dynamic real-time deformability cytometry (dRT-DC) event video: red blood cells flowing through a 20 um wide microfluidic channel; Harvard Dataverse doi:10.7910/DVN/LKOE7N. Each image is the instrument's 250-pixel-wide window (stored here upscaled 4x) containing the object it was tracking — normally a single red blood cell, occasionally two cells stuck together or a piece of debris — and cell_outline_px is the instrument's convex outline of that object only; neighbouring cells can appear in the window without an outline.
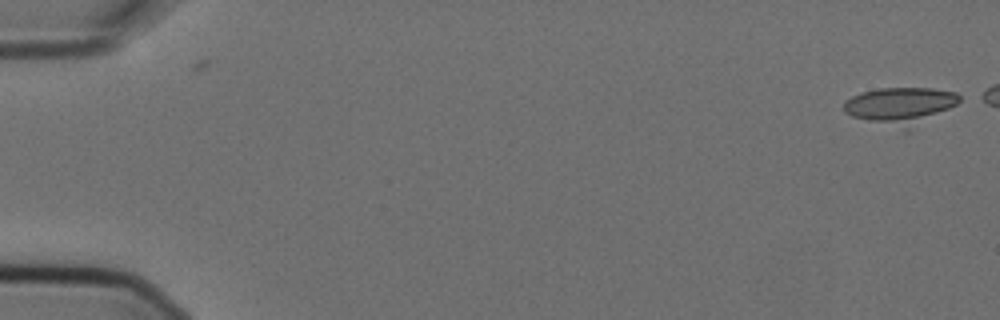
{"species": "Egyptian fruit bat (a non-hibernating species)", "species_latin": "Rousettus aegyptiacus", "temperature_condition": "cold", "stored_images_in_passage": 4, "camera_frame_rate_fps": 3000, "um_per_image_px": 0.085, "animal": {"sex": "female"}, "frame": {"image": 1, "passage_image": 1, "time_ms": 0.0, "image_size_px": [1000, 320], "cell_outline_px": [[964, 96], [956, 104], [908, 132], [904, 132], [852, 116], [844, 112], [844, 100], [852, 96], [864, 92], [880, 88], [932, 88], [956, 92]], "centroid_in_image_um": [76.55, 9.02], "position_along_channel_um": 8.4, "area_um2": 25.37}}